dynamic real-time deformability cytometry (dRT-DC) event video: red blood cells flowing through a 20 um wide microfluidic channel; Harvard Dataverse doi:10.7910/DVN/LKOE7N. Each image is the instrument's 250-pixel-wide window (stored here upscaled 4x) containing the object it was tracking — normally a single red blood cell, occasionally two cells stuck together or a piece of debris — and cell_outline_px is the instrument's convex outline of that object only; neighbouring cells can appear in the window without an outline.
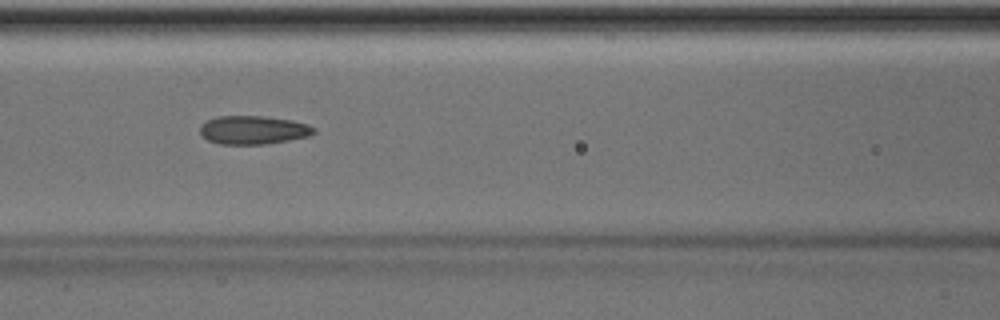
{"species": "Egyptian fruit bat (a non-hibernating species)", "species_latin": "Rousettus aegyptiacus", "temperature_condition": "room temperature", "stored_images_in_passage": 17, "camera_frame_rate_fps": 3000, "um_per_image_px": 0.085, "animal": {"sex": "male"}, "frame": {"image": 1, "passage_image": 6, "time_ms": 1.667, "image_size_px": [1000, 320], "cell_outline_px": [[316, 132], [308, 136], [288, 140], [264, 144], [220, 144], [208, 140], [200, 132], [200, 124], [216, 116], [260, 116], [292, 120], [308, 124], [316, 128]], "centroid_in_image_um": [21.53, 11.04], "position_along_channel_um": 145.1, "area_um2": 18.84}}
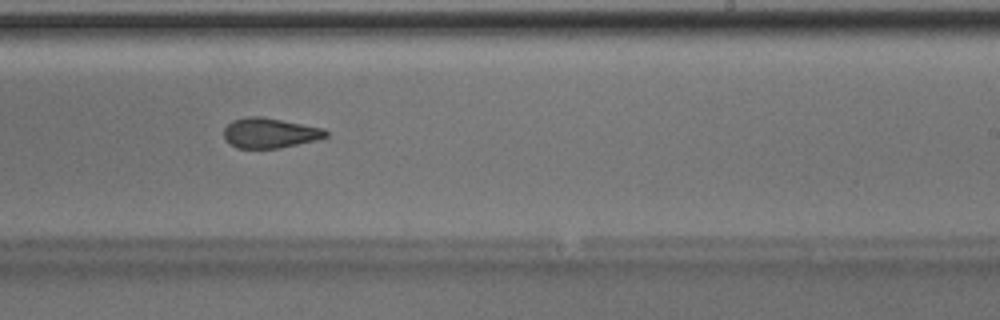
{"frame": {"image": 2, "passage_image": 15, "time_ms": 4.667, "image_size_px": [1000, 320], "cell_outline_px": [[328, 136], [316, 140], [280, 148], [236, 148], [228, 144], [224, 140], [224, 128], [232, 120], [248, 116], [260, 116], [324, 128], [328, 132]], "centroid_in_image_um": [22.9, 11.31], "position_along_channel_um": 266.1, "area_um2": 17.98}}